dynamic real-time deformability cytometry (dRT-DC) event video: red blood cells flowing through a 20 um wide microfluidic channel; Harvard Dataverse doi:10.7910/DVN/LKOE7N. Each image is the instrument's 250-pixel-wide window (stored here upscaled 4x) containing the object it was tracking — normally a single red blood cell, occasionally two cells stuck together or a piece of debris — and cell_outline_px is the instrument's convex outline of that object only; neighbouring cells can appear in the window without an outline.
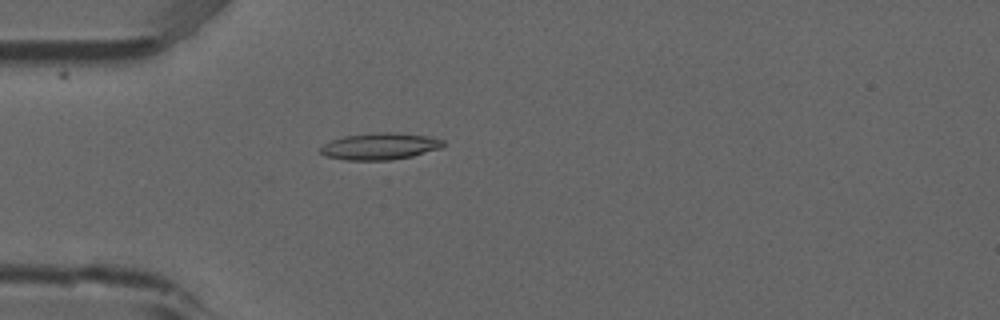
{"species": "common noctule bat (a hibernating species)", "species_latin": "Nyctalus noctula", "temperature_condition": "room temperature", "stored_images_in_passage": 4, "camera_frame_rate_fps": 3000, "um_per_image_px": 0.085, "animal": {"sex": "male", "forearm_length_mm": 52.5}, "frame": {"image": 1, "passage_image": 4, "time_ms": 1.0, "image_size_px": [1000, 320], "cell_outline_px": [[444, 144], [440, 148], [412, 156], [392, 160], [344, 160], [324, 156], [320, 152], [320, 148], [324, 144], [332, 140], [344, 136], [380, 132], [392, 132], [428, 136], [444, 140]], "centroid_in_image_um": [32.27, 12.44], "position_along_channel_um": 52.7, "area_um2": 19.07}}